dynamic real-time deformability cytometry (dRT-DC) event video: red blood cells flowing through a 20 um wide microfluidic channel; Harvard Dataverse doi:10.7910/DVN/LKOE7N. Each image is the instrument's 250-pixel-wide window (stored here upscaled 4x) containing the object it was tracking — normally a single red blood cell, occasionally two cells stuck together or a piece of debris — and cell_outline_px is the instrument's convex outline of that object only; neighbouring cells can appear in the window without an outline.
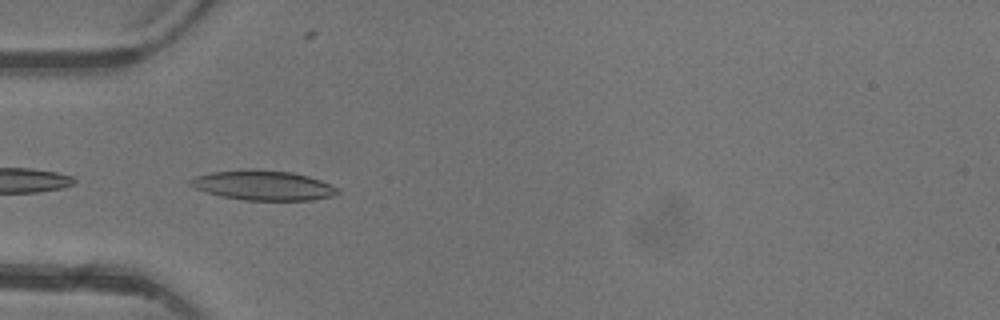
{"species": "common noctule bat (a hibernating species)", "species_latin": "Nyctalus noctula", "temperature_condition": "warm", "stored_images_in_passage": 4, "camera_frame_rate_fps": 3000, "um_per_image_px": 0.085, "animal": {"sex": "female"}, "frame": {"image": 1, "passage_image": 4, "time_ms": 4.333, "image_size_px": [1000, 320], "cell_outline_px": [[340, 192], [332, 196], [312, 200], [244, 200], [220, 196], [196, 188], [188, 184], [188, 180], [196, 176], [212, 172], [252, 168], [292, 172], [308, 176], [320, 180], [340, 188]], "centroid_in_image_um": [22.38, 15.74], "position_along_channel_um": 62.6, "area_um2": 25.66}}